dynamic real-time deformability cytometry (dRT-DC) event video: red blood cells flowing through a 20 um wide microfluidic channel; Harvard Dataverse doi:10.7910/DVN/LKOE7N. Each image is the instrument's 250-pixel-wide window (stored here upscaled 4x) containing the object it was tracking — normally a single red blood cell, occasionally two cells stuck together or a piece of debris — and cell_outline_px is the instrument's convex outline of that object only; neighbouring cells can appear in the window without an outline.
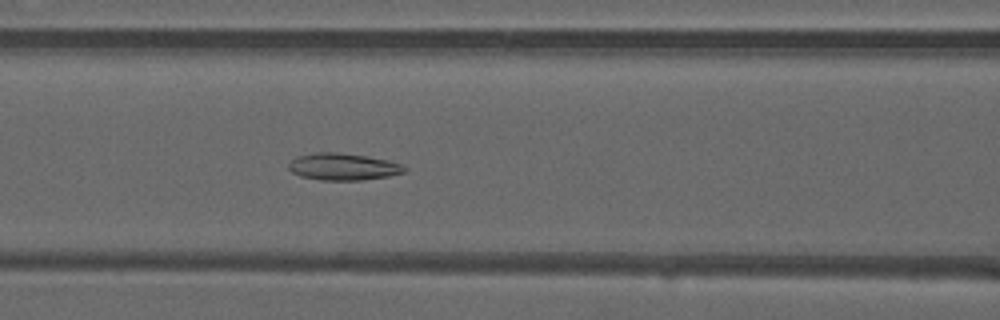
{"species": "common noctule bat (a hibernating species)", "species_latin": "Nyctalus noctula", "temperature_condition": "warm", "stored_images_in_passage": 52, "camera_frame_rate_fps": 3000, "um_per_image_px": 0.085, "animal": {"sex": "male", "forearm_length_mm": 52.5}, "frame": {"image": 1, "passage_image": 23, "time_ms": 7.333, "image_size_px": [1000, 320], "cell_outline_px": [[408, 168], [404, 172], [388, 176], [364, 180], [320, 180], [300, 176], [292, 172], [288, 168], [288, 164], [296, 156], [316, 152], [336, 152], [368, 156], [388, 160], [400, 164]], "centroid_in_image_um": [29.15, 14.17], "position_along_channel_um": 137.5, "area_um2": 18.26}}
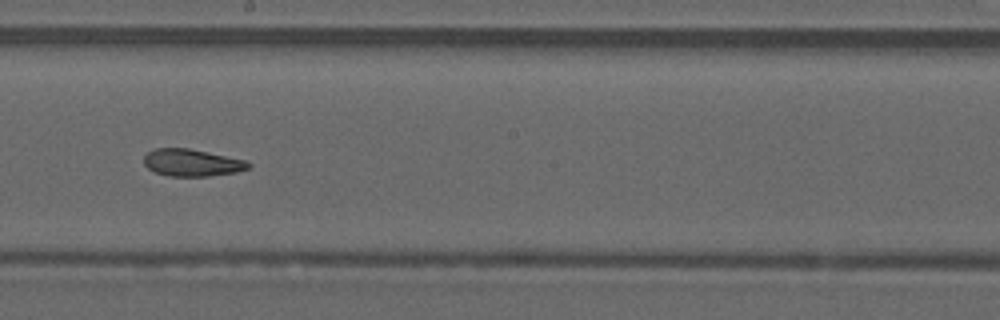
{"frame": {"image": 2, "passage_image": 30, "time_ms": 9.667, "image_size_px": [1000, 320], "cell_outline_px": [[252, 164], [248, 168], [236, 172], [208, 176], [168, 176], [156, 172], [148, 168], [144, 164], [144, 156], [148, 152], [156, 148], [188, 148], [248, 160]], "centroid_in_image_um": [16.33, 13.82], "position_along_channel_um": 231.9, "area_um2": 16.53}}
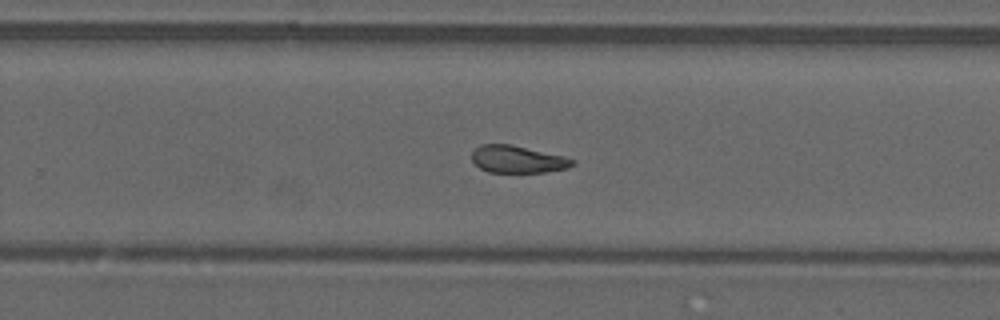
{"frame": {"image": 3, "passage_image": 34, "time_ms": 11.0, "image_size_px": [1000, 320], "cell_outline_px": [[576, 164], [568, 168], [544, 172], [488, 172], [480, 168], [472, 160], [472, 152], [480, 144], [512, 144], [564, 156], [576, 160]], "centroid_in_image_um": [44.02, 13.53], "position_along_channel_um": 285.8, "area_um2": 16.07}, "authors_computed_cell_mechanics": {"area_um2": 18.1203, "velocity_mm_per_s": 4.0643, "shape_relaxation_time_tau1_ms": null, "shape_relaxation_time_tau2_ms": 1.9052, "deformation_change_tau1": null, "deformation_change_tau2": 0.0896}}